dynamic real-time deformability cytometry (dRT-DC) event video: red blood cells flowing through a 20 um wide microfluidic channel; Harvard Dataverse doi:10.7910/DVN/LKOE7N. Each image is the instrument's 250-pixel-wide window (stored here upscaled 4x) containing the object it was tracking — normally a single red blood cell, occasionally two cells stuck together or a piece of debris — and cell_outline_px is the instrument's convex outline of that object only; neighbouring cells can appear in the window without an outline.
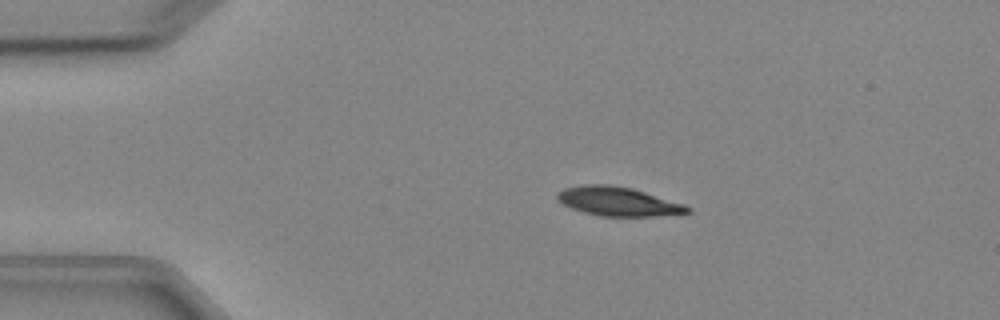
{"species": "Egyptian fruit bat (a non-hibernating species)", "species_latin": "Rousettus aegyptiacus", "temperature_condition": "cold", "stored_images_in_passage": 4, "camera_frame_rate_fps": 3000, "um_per_image_px": 0.085, "animal": {"sex": "female"}, "frame": {"image": 1, "passage_image": 3, "time_ms": 2.333, "image_size_px": [1000, 320], "cell_outline_px": [[692, 212], [656, 216], [600, 216], [584, 212], [572, 208], [564, 204], [556, 196], [564, 188], [584, 184], [612, 184], [632, 188], [684, 204], [692, 208]], "centroid_in_image_um": [52.57, 17.12], "position_along_channel_um": 32.4, "area_um2": 21.85}}